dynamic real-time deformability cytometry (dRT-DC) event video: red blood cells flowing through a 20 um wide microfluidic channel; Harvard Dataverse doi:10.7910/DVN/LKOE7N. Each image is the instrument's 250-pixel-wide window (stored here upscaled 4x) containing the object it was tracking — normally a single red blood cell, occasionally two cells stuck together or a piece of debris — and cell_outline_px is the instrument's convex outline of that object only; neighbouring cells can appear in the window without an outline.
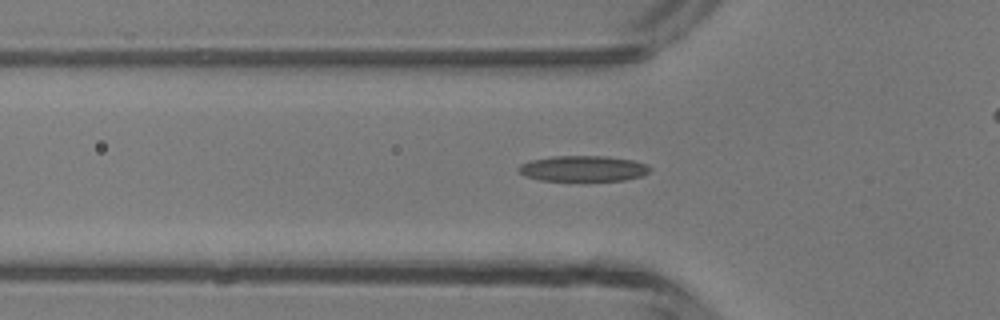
{"species": "common noctule bat (a hibernating species)", "species_latin": "Nyctalus noctula", "temperature_condition": "room temperature", "stored_images_in_passage": 40, "camera_frame_rate_fps": 3000, "um_per_image_px": 0.085, "animal": {"sex": "male", "body_mass_g": 13.3}, "frame": {"image": 1, "passage_image": 13, "time_ms": 4.0, "image_size_px": [1000, 320], "cell_outline_px": [[652, 168], [648, 172], [640, 176], [624, 180], [540, 180], [524, 176], [516, 168], [520, 164], [532, 160], [552, 156], [604, 156], [632, 160], [644, 164]], "centroid_in_image_um": [49.52, 14.32], "position_along_channel_um": 76.3, "area_um2": 19.42}}
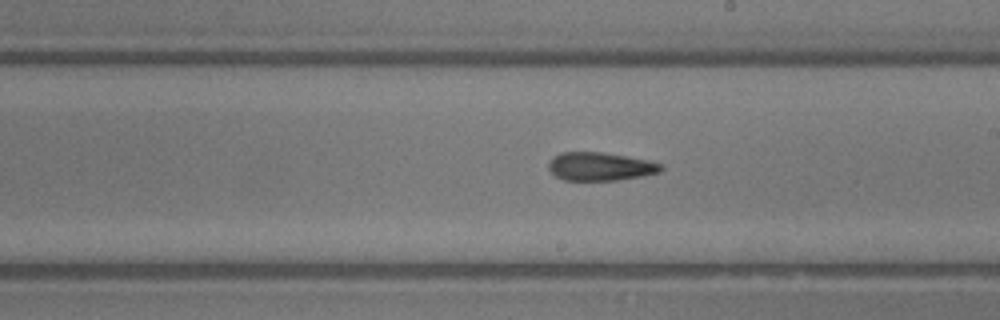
{"frame": {"image": 2, "passage_image": 24, "time_ms": 7.667, "image_size_px": [1000, 320], "cell_outline_px": [[664, 168], [660, 172], [640, 176], [616, 180], [564, 180], [556, 176], [548, 168], [548, 160], [552, 156], [560, 152], [600, 152], [648, 160], [664, 164]], "centroid_in_image_um": [51.0, 14.14], "position_along_channel_um": 238.0, "area_um2": 18.55}}
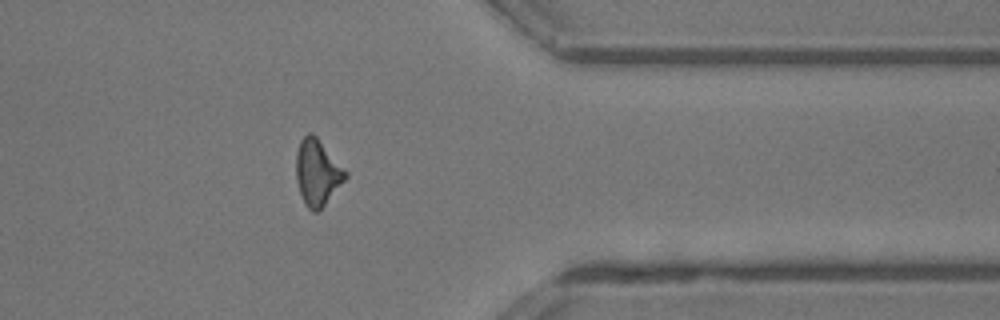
{"frame": {"image": 3, "passage_image": 35, "time_ms": 11.333, "image_size_px": [1000, 320], "cell_outline_px": [[348, 176], [324, 204], [316, 212], [312, 212], [308, 208], [300, 192], [296, 180], [296, 152], [300, 140], [308, 132], [312, 132], [316, 136], [348, 172]], "centroid_in_image_um": [26.96, 14.62], "position_along_channel_um": 384.4, "area_um2": 18.73}}